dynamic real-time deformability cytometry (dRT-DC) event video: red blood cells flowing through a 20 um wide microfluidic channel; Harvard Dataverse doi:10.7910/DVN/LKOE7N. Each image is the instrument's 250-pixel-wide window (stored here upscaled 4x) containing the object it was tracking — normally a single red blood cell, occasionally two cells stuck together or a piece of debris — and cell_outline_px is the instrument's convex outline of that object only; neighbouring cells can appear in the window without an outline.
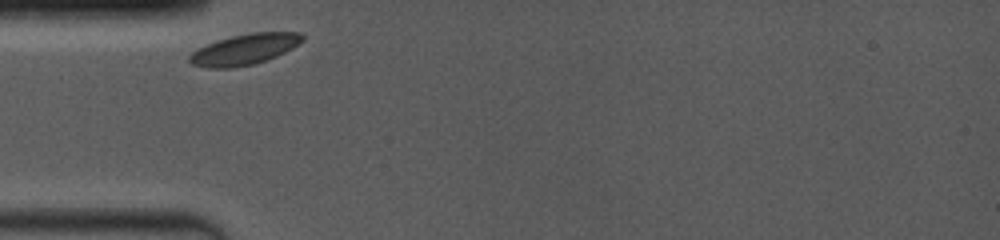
{"species": "common noctule bat (a hibernating species)", "species_latin": "Nyctalus noctula", "temperature_condition": "room temperature", "stored_images_in_passage": 20, "camera_frame_rate_fps": 4000, "um_per_image_px": 0.085, "animal": {"sex": "female", "body_mass_g": 19.0, "forearm_length_mm": 53.3}, "frame": {"image": 1, "passage_image": 1, "time_ms": 0.0, "image_size_px": [1000, 240], "cell_outline_px": [[304, 40], [292, 48], [268, 60], [252, 64], [232, 68], [208, 68], [192, 64], [188, 60], [188, 56], [196, 48], [232, 36], [248, 32], [300, 32], [304, 36]], "centroid_in_image_um": [20.78, 4.19], "position_along_channel_um": 64.2, "area_um2": 20.23}}
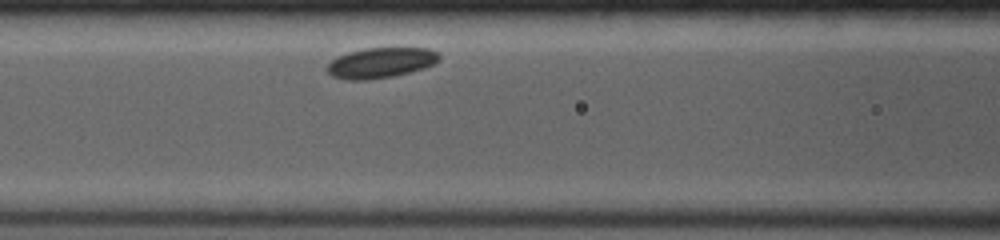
{"frame": {"image": 2, "passage_image": 11, "time_ms": 2.0, "image_size_px": [1000, 240], "cell_outline_px": [[440, 60], [424, 68], [392, 76], [368, 80], [348, 80], [332, 76], [324, 68], [336, 56], [348, 52], [364, 48], [428, 48], [440, 52]], "centroid_in_image_um": [32.35, 5.33], "position_along_channel_um": 134.3, "area_um2": 19.94}}
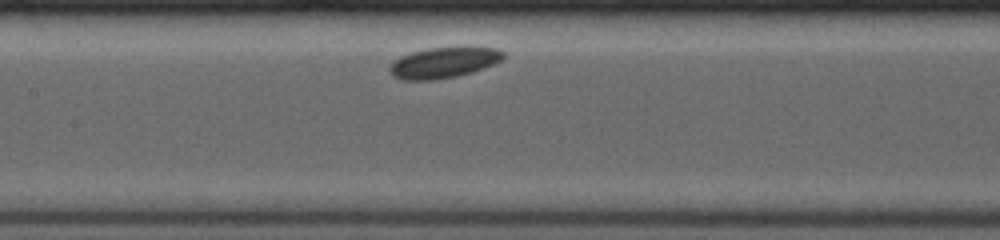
{"frame": {"image": 3, "passage_image": 17, "time_ms": 3.0, "image_size_px": [1000, 240], "cell_outline_px": [[504, 60], [484, 68], [472, 72], [456, 76], [436, 80], [400, 80], [392, 76], [388, 72], [388, 68], [392, 60], [400, 56], [412, 52], [428, 48], [460, 44], [472, 44], [500, 48], [504, 52]], "centroid_in_image_um": [37.77, 5.26], "position_along_channel_um": 169.6, "area_um2": 21.73}}